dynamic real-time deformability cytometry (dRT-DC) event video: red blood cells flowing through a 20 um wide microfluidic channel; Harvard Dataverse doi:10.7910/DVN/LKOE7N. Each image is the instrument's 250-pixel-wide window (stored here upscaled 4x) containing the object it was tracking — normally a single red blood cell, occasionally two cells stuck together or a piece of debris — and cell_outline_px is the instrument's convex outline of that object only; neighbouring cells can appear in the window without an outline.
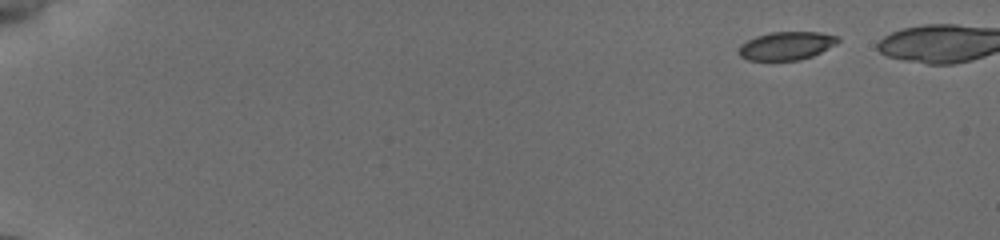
{"species": "common noctule bat (a hibernating species)", "species_latin": "Nyctalus noctula", "temperature_condition": "cold", "stored_images_in_passage": 29, "camera_frame_rate_fps": 3000, "um_per_image_px": 0.085, "animal": {"sex": "female", "body_mass_g": 19.5, "forearm_length_mm": 54.1}, "frame": {"image": 1, "passage_image": 1, "time_ms": 0.0, "image_size_px": [1000, 240], "cell_outline_px": [[840, 40], [836, 44], [812, 56], [800, 60], [748, 60], [740, 56], [736, 52], [740, 44], [756, 36], [772, 32], [820, 32], [840, 36]], "centroid_in_image_um": [66.84, 3.89], "position_along_channel_um": 18.2, "area_um2": 16.42}}
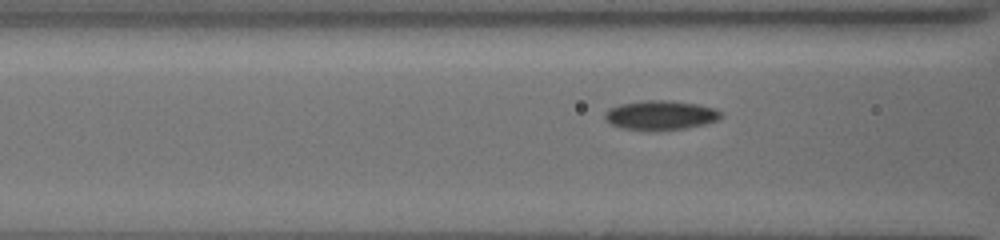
{"frame": {"image": 2, "passage_image": 17, "time_ms": 6.333, "image_size_px": [1000, 240], "cell_outline_px": [[724, 116], [716, 120], [704, 124], [684, 128], [624, 128], [612, 124], [604, 116], [604, 112], [608, 108], [620, 104], [644, 100], [668, 100], [696, 104], [716, 108]], "centroid_in_image_um": [56.16, 9.74], "position_along_channel_um": 110.4, "area_um2": 19.13}}
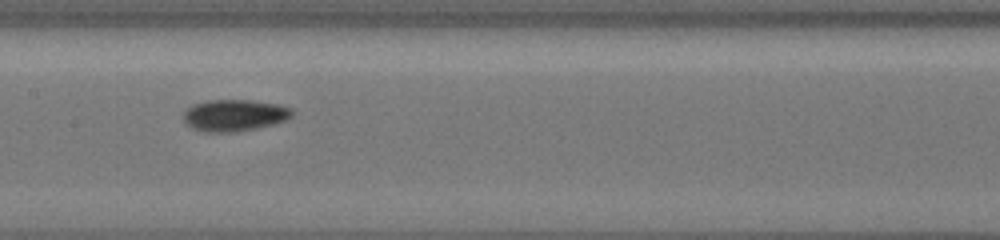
{"frame": {"image": 3, "passage_image": 28, "time_ms": 8.333, "image_size_px": [1000, 240], "cell_outline_px": [[292, 116], [284, 120], [272, 124], [256, 128], [236, 132], [204, 132], [192, 128], [184, 124], [184, 112], [192, 104], [208, 100], [252, 100], [280, 104], [292, 108]], "centroid_in_image_um": [19.9, 9.79], "position_along_channel_um": 187.5, "area_um2": 20.17}}